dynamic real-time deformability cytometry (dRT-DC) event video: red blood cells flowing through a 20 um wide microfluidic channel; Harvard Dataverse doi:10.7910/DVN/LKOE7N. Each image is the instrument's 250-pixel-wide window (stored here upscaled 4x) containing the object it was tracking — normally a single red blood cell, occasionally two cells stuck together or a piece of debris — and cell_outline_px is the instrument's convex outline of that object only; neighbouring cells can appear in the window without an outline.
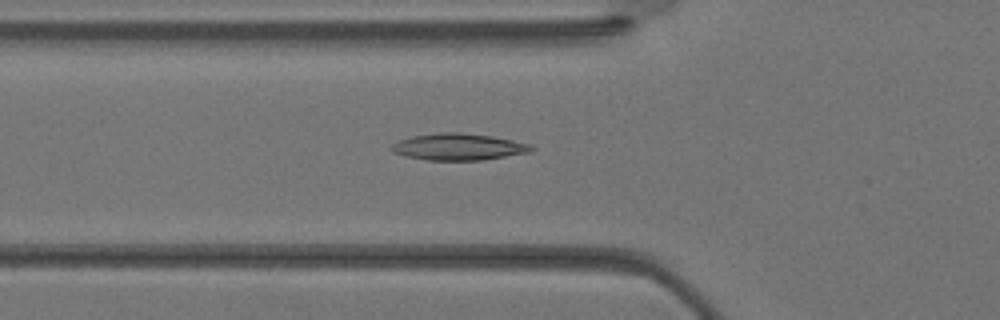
{"species": "Egyptian fruit bat (a non-hibernating species)", "species_latin": "Rousettus aegyptiacus", "temperature_condition": "warm", "stored_images_in_passage": 34, "segment_of_instrument_passage": [1, 2], "camera_frame_rate_fps": 3000, "um_per_image_px": 0.085, "animal": {"sex": "female"}, "frame": {"image": 1, "passage_image": 10, "time_ms": 3.0, "image_size_px": [1000, 320], "cell_outline_px": [[536, 148], [532, 152], [480, 160], [428, 160], [408, 156], [392, 152], [388, 148], [396, 140], [412, 136], [444, 132], [460, 132], [492, 136], [532, 144]], "centroid_in_image_um": [38.98, 12.47], "position_along_channel_um": 86.8, "area_um2": 21.85}}
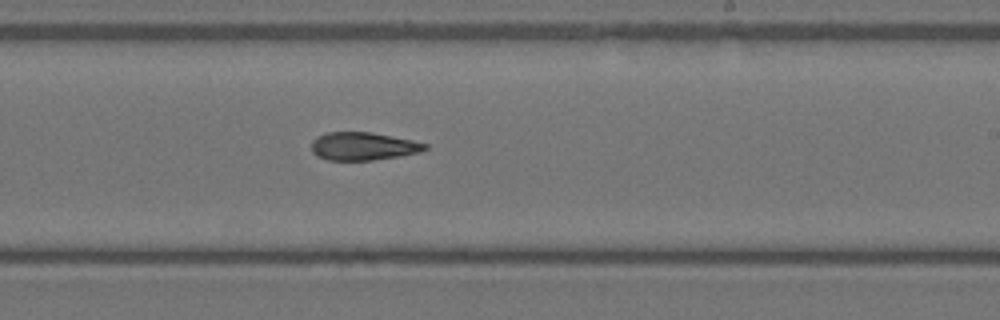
{"frame": {"image": 2, "passage_image": 19, "time_ms": 6.0, "image_size_px": [1000, 320], "cell_outline_px": [[428, 148], [420, 152], [400, 156], [372, 160], [328, 160], [316, 156], [312, 152], [312, 140], [316, 136], [328, 132], [372, 132], [412, 140], [428, 144]], "centroid_in_image_um": [30.86, 12.43], "position_along_channel_um": 258.1, "area_um2": 18.61}}
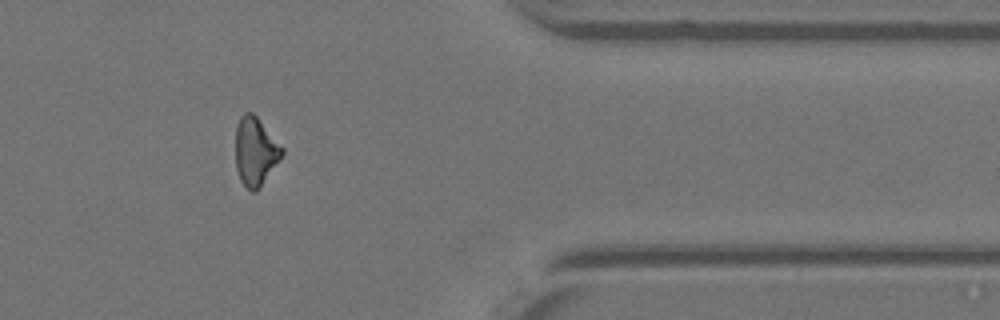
{"frame": {"image": 3, "passage_image": 27, "time_ms": 8.667, "image_size_px": [1000, 320], "cell_outline_px": [[284, 152], [260, 188], [256, 192], [252, 192], [240, 180], [236, 168], [236, 124], [240, 116], [244, 112], [252, 112], [256, 116], [284, 148]], "centroid_in_image_um": [21.7, 12.86], "position_along_channel_um": 389.7, "area_um2": 18.44}}